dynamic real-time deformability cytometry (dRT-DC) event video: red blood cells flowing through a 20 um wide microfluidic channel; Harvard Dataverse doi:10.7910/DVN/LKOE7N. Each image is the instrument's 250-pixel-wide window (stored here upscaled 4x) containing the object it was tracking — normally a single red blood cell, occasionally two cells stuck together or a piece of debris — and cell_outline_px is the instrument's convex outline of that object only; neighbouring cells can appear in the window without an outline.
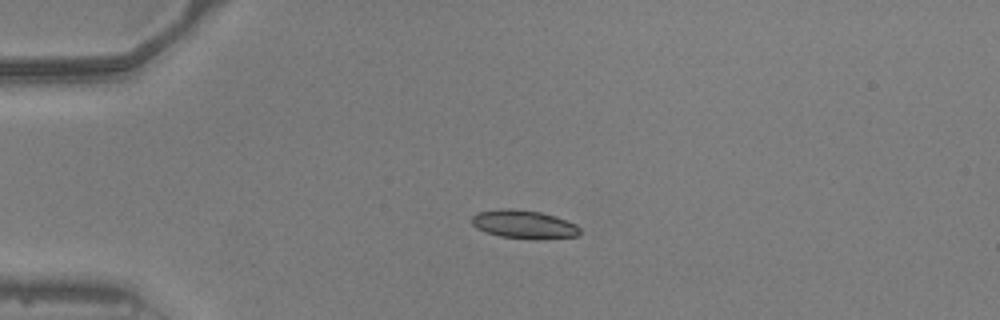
{"species": "common noctule bat (a hibernating species)", "species_latin": "Nyctalus noctula", "temperature_condition": "warm", "stored_images_in_passage": 40, "camera_frame_rate_fps": 3000, "um_per_image_px": 0.085, "animal": {"sex": "male", "body_mass_g": 20.5, "forearm_length_mm": 52.5}, "frame": {"image": 1, "passage_image": 1, "time_ms": 0.0, "image_size_px": [1000, 320], "cell_outline_px": [[580, 236], [500, 236], [484, 232], [476, 228], [472, 224], [472, 216], [476, 212], [500, 208], [512, 208], [540, 212], [556, 216], [576, 224], [580, 228]], "centroid_in_image_um": [44.45, 19.0], "position_along_channel_um": 40.6, "area_um2": 17.11}}
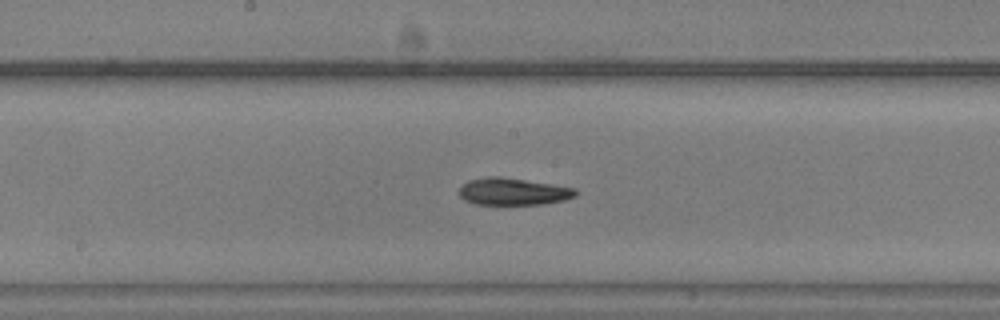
{"frame": {"image": 2, "passage_image": 16, "time_ms": 5.0, "image_size_px": [1000, 320], "cell_outline_px": [[580, 192], [576, 196], [564, 200], [544, 204], [472, 204], [464, 200], [460, 196], [460, 188], [468, 180], [488, 176], [500, 176], [556, 184], [576, 188]], "centroid_in_image_um": [43.67, 16.27], "position_along_channel_um": 204.5, "area_um2": 18.67}}
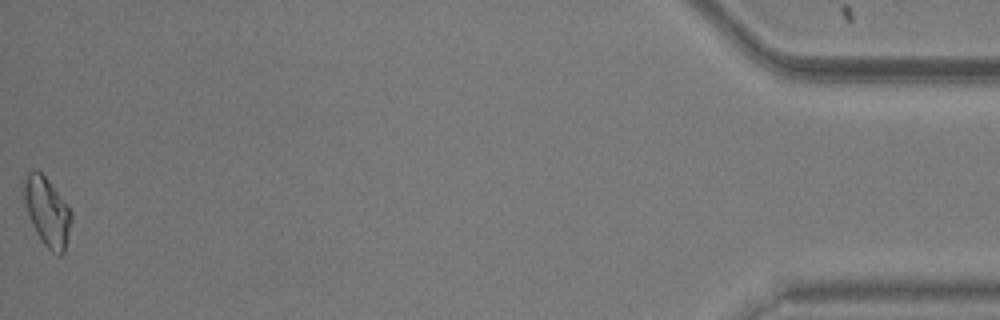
{"frame": {"image": 3, "passage_image": 40, "time_ms": 13.0, "image_size_px": [1000, 320], "cell_outline_px": [[72, 220], [64, 252], [60, 256], [56, 256], [40, 240], [32, 224], [24, 200], [20, 180], [28, 172], [36, 168], [52, 184], [68, 204], [72, 212]], "centroid_in_image_um": [3.99, 17.95], "position_along_channel_um": 431.2, "area_um2": 19.42}}